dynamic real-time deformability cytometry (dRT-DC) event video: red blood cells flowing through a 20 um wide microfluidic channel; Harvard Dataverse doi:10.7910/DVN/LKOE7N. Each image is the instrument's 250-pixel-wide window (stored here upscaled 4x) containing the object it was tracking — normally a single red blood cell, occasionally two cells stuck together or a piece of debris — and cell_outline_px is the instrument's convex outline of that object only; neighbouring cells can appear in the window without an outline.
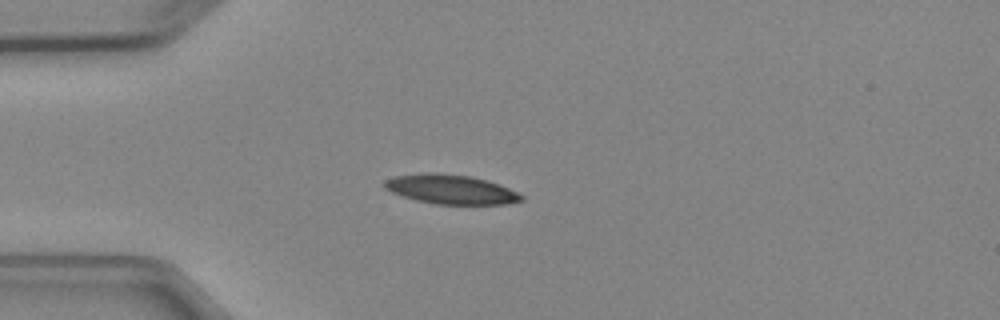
{"species": "Egyptian fruit bat (a non-hibernating species)", "species_latin": "Rousettus aegyptiacus", "temperature_condition": "cold", "stored_images_in_passage": 5, "camera_frame_rate_fps": 3000, "um_per_image_px": 0.085, "animal": {"sex": "female"}, "frame": {"image": 1, "passage_image": 5, "time_ms": 4.333, "image_size_px": [1000, 320], "cell_outline_px": [[524, 200], [508, 204], [432, 204], [416, 200], [392, 192], [384, 188], [384, 180], [396, 176], [428, 172], [436, 172], [472, 176], [488, 180], [500, 184], [524, 196]], "centroid_in_image_um": [38.34, 16.09], "position_along_channel_um": 46.7, "area_um2": 23.52}}